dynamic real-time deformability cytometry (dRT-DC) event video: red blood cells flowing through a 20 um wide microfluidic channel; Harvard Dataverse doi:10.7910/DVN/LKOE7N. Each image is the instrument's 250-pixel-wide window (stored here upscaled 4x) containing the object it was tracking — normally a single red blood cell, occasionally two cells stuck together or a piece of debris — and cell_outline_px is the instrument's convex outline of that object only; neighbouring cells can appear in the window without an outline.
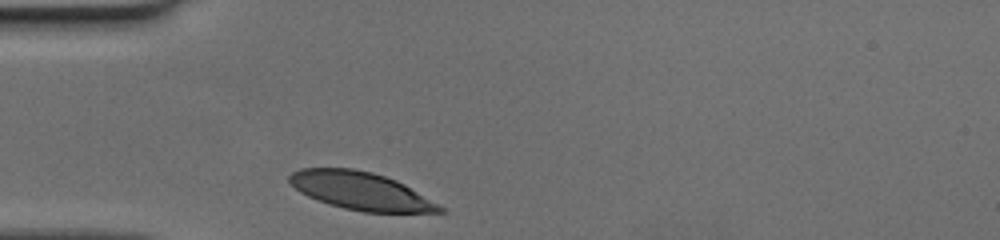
{"species": "human", "species_latin": "Homo sapiens", "temperature_condition": "cold", "stored_images_in_passage": 26, "camera_frame_rate_fps": 3000, "um_per_image_px": 0.085, "donor": {"sex": "female"}, "frame": {"image": 1, "passage_image": 1, "time_ms": 0.0, "image_size_px": [1000, 240], "cell_outline_px": [[448, 212], [364, 212], [344, 208], [328, 204], [308, 196], [300, 192], [288, 180], [288, 176], [292, 172], [300, 168], [352, 168], [372, 172], [396, 180], [404, 184], [444, 208]], "centroid_in_image_um": [30.64, 16.22], "position_along_channel_um": 54.4, "area_um2": 32.77}}
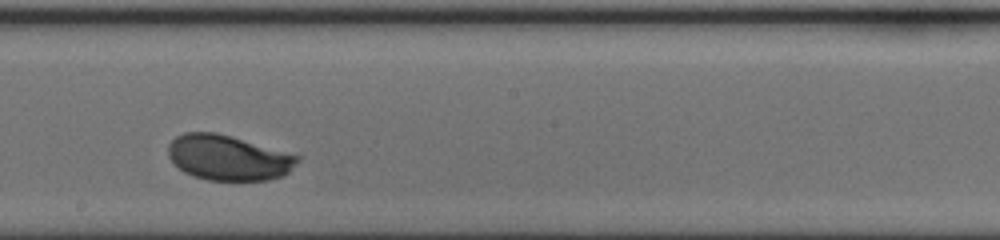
{"frame": {"image": 2, "passage_image": 15, "time_ms": 4.667, "image_size_px": [1000, 240], "cell_outline_px": [[300, 160], [284, 176], [268, 180], [208, 180], [192, 176], [184, 172], [168, 156], [168, 144], [176, 136], [184, 132], [216, 132], [232, 136], [300, 156]], "centroid_in_image_um": [19.4, 13.4], "position_along_channel_um": 228.8, "area_um2": 34.04}}
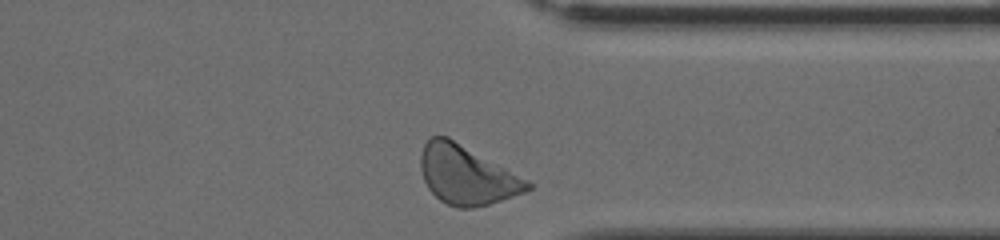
{"frame": {"image": 3, "passage_image": 26, "time_ms": 8.333, "image_size_px": [1000, 240], "cell_outline_px": [[532, 188], [524, 192], [488, 204], [472, 208], [460, 208], [448, 204], [440, 200], [428, 188], [424, 180], [420, 168], [420, 156], [424, 144], [432, 136], [448, 136], [528, 180], [532, 184]], "centroid_in_image_um": [39.64, 14.87], "position_along_channel_um": 371.8, "area_um2": 36.3}}